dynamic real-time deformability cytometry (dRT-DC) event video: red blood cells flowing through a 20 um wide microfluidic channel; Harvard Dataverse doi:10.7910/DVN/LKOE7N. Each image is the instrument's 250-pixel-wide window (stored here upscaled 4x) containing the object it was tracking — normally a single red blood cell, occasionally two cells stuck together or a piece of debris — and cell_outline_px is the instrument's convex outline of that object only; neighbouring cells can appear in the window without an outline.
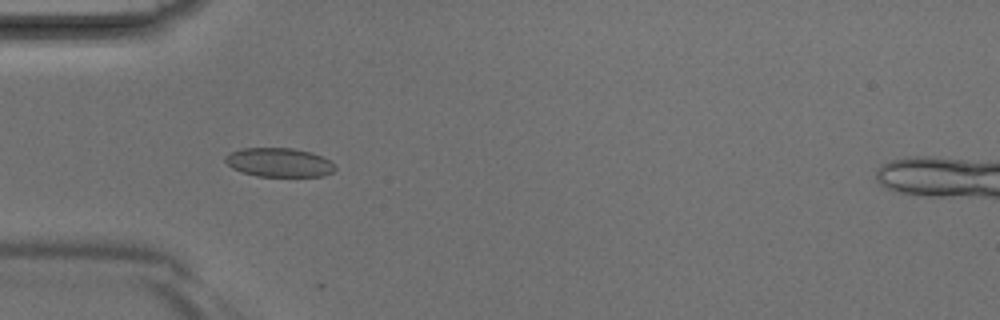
{"species": "Egyptian fruit bat (a non-hibernating species)", "species_latin": "Rousettus aegyptiacus", "temperature_condition": "room temperature", "stored_images_in_passage": 4, "camera_frame_rate_fps": 3000, "um_per_image_px": 0.085, "animal": {"sex": "male"}, "frame": {"image": 1, "passage_image": 3, "time_ms": 0.667, "image_size_px": [1000, 320], "cell_outline_px": [[336, 168], [332, 172], [324, 176], [256, 176], [232, 168], [224, 160], [224, 156], [240, 148], [292, 148], [312, 152], [328, 160]], "centroid_in_image_um": [23.7, 13.8], "position_along_channel_um": 61.3, "area_um2": 18.38}}